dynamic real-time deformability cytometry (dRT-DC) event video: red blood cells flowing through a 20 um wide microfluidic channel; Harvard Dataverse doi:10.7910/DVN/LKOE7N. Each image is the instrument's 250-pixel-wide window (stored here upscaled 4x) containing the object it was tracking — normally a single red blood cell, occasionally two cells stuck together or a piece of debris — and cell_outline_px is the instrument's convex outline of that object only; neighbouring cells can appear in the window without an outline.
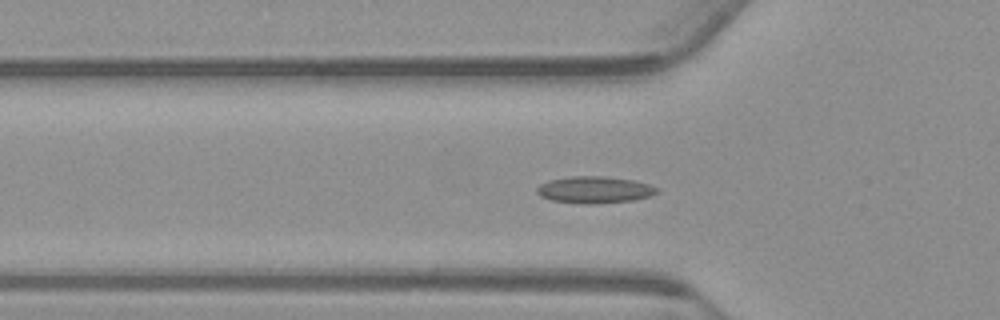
{"species": "common noctule bat (a hibernating species)", "species_latin": "Nyctalus noctula", "temperature_condition": "warm", "stored_images_in_passage": 56, "camera_frame_rate_fps": 3000, "um_per_image_px": 0.085, "animal": {"sex": "male", "body_mass_g": 23.1, "forearm_length_mm": 52.7}, "frame": {"image": 1, "passage_image": 18, "time_ms": 5.667, "image_size_px": [1000, 320], "cell_outline_px": [[660, 192], [648, 196], [632, 200], [592, 204], [580, 204], [552, 200], [540, 196], [536, 192], [536, 188], [540, 184], [548, 180], [572, 176], [604, 176], [632, 180], [648, 184], [660, 188]], "centroid_in_image_um": [50.52, 16.13], "position_along_channel_um": 75.3, "area_um2": 18.79}}
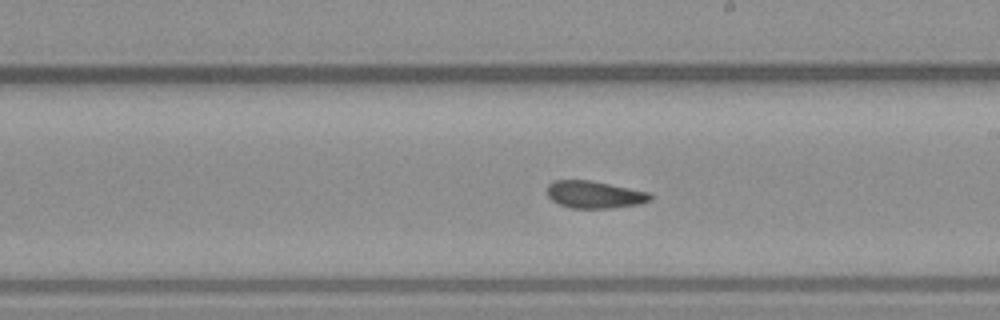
{"frame": {"image": 2, "passage_image": 31, "time_ms": 10.0, "image_size_px": [1000, 320], "cell_outline_px": [[652, 200], [640, 204], [612, 208], [572, 208], [560, 204], [552, 200], [548, 196], [548, 184], [556, 180], [588, 180], [648, 192], [652, 196]], "centroid_in_image_um": [50.54, 16.55], "position_along_channel_um": 238.5, "area_um2": 16.18}}
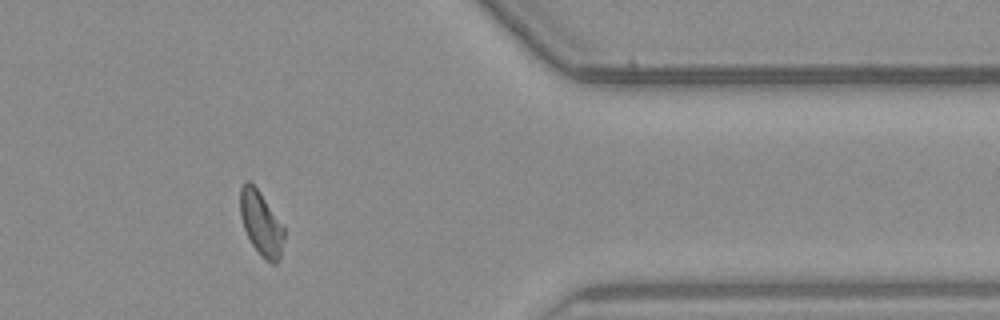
{"frame": {"image": 3, "passage_image": 45, "time_ms": 14.667, "image_size_px": [1000, 320], "cell_outline_px": [[284, 236], [280, 260], [276, 264], [272, 264], [260, 256], [252, 244], [244, 228], [240, 216], [240, 188], [248, 180], [260, 192], [284, 228]], "centroid_in_image_um": [22.19, 19.03], "position_along_channel_um": 389.2, "area_um2": 16.24}, "authors_computed_cell_mechanics": {"area_um2": 16.9065, "velocity_mm_per_s": 3.7381, "shape_relaxation_time_tau1_ms": null, "shape_relaxation_time_tau2_ms": 3.2249, "deformation_change_tau1": null, "deformation_change_tau2": 0.0861}}